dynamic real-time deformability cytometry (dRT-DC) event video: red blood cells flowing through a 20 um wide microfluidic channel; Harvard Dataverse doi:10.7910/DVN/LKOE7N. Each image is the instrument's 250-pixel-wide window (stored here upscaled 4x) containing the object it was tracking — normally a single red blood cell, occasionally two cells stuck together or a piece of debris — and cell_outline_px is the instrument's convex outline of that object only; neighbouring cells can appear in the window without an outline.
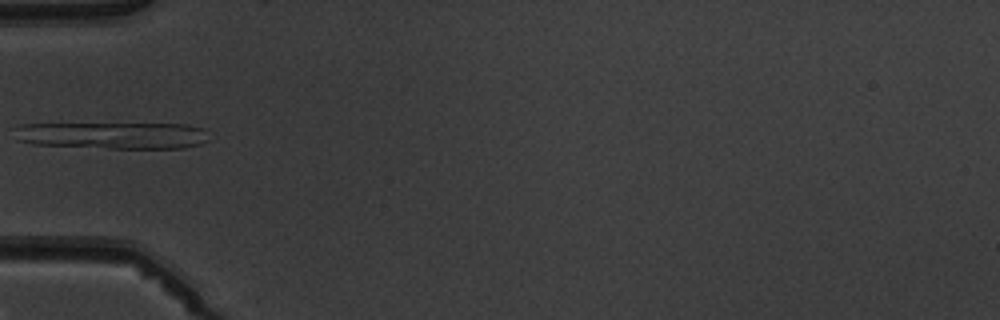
{"species": "common noctule bat (a hibernating species)", "species_latin": "Nyctalus noctula", "temperature_condition": "warm", "stored_images_in_passage": 1, "camera_frame_rate_fps": 3000, "um_per_image_px": 0.085, "animal": {"sex": "male", "body_mass_g": 19.5, "forearm_length_mm": 54.6}, "frame": {"image": 1, "passage_image": 1, "time_ms": 0.0, "image_size_px": [1000, 320], "cell_outline_px": [[208, 140], [200, 144], [184, 148], [108, 148], [32, 144], [16, 140], [12, 128], [20, 124], [188, 124], [204, 128]], "centroid_in_image_um": [9.54, 11.51], "position_along_channel_um": 75.5, "area_um2": 30.58}}